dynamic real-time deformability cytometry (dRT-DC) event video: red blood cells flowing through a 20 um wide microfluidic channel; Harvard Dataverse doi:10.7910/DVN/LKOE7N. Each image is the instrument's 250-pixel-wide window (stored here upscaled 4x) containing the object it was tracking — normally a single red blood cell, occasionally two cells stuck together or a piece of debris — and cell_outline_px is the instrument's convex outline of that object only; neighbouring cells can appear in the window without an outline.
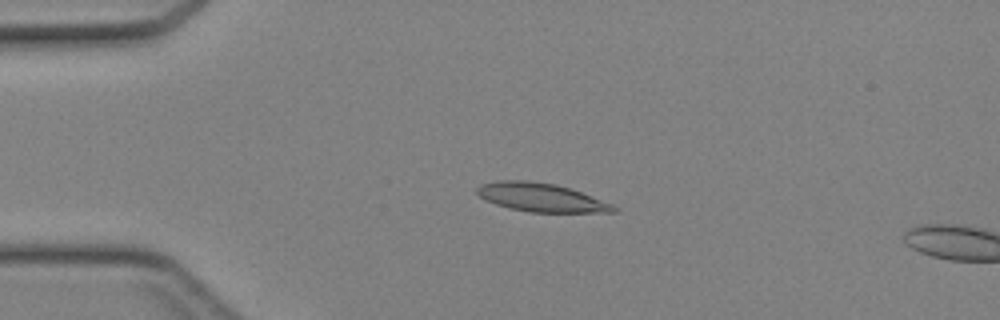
{"species": "Egyptian fruit bat (a non-hibernating species)", "species_latin": "Rousettus aegyptiacus", "temperature_condition": "cold", "stored_images_in_passage": 13, "camera_frame_rate_fps": 3000, "um_per_image_px": 0.085, "animal": {"sex": "female"}, "frame": {"image": 1, "passage_image": 11, "time_ms": 3.333, "image_size_px": [1000, 320], "cell_outline_px": [[616, 212], [528, 212], [508, 208], [496, 204], [480, 196], [476, 192], [476, 188], [480, 184], [500, 180], [528, 180], [556, 184], [580, 192], [612, 204], [616, 208]], "centroid_in_image_um": [45.95, 16.78], "position_along_channel_um": 39.1, "area_um2": 22.48}}